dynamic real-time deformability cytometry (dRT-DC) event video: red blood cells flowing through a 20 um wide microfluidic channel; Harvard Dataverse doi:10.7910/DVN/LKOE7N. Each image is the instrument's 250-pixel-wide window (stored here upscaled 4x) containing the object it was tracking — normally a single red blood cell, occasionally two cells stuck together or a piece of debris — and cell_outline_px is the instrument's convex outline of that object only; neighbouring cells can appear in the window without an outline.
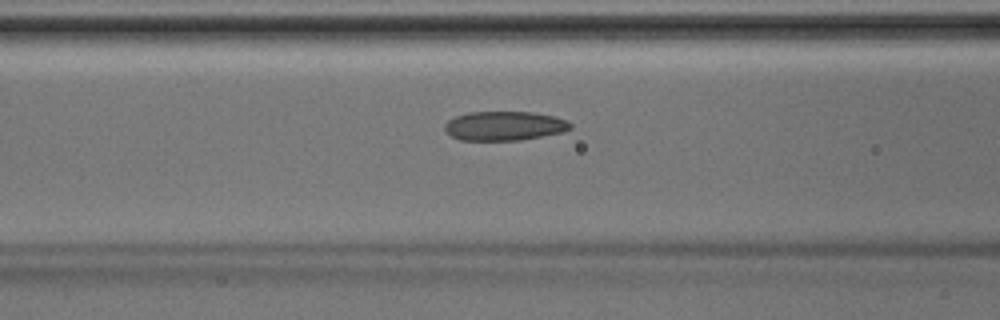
{"species": "Egyptian fruit bat (a non-hibernating species)", "species_latin": "Rousettus aegyptiacus", "temperature_condition": "room temperature", "stored_images_in_passage": 36, "camera_frame_rate_fps": 3000, "um_per_image_px": 0.085, "animal": {"sex": "male"}, "frame": {"image": 1, "passage_image": 12, "time_ms": 3.667, "image_size_px": [1000, 320], "cell_outline_px": [[572, 128], [564, 132], [520, 140], [460, 140], [452, 136], [444, 128], [444, 124], [448, 120], [456, 116], [468, 112], [532, 112], [556, 116], [568, 120], [572, 124]], "centroid_in_image_um": [42.91, 10.69], "position_along_channel_um": 123.7, "area_um2": 21.5}}
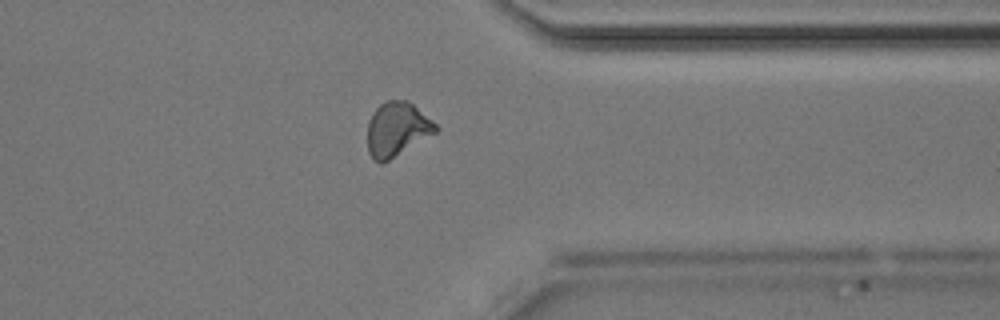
{"frame": {"image": 2, "passage_image": 29, "time_ms": 9.333, "image_size_px": [1000, 320], "cell_outline_px": [[440, 128], [436, 132], [388, 160], [380, 164], [368, 152], [368, 120], [372, 112], [380, 104], [388, 100], [408, 100], [432, 120]], "centroid_in_image_um": [33.74, 10.96], "position_along_channel_um": 377.7, "area_um2": 21.27}}
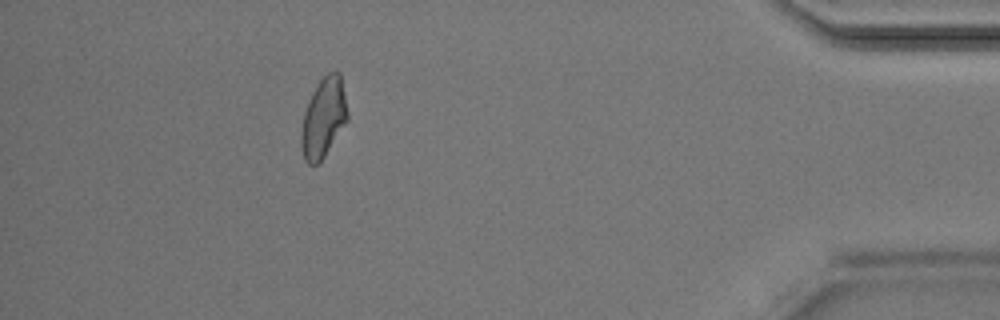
{"frame": {"image": 3, "passage_image": 34, "time_ms": 11.0, "image_size_px": [1000, 320], "cell_outline_px": [[348, 120], [324, 156], [316, 164], [308, 164], [304, 160], [300, 148], [300, 132], [304, 112], [312, 92], [320, 80], [328, 72], [340, 72], [348, 112]], "centroid_in_image_um": [27.48, 10.02], "position_along_channel_um": 407.7, "area_um2": 21.44}}